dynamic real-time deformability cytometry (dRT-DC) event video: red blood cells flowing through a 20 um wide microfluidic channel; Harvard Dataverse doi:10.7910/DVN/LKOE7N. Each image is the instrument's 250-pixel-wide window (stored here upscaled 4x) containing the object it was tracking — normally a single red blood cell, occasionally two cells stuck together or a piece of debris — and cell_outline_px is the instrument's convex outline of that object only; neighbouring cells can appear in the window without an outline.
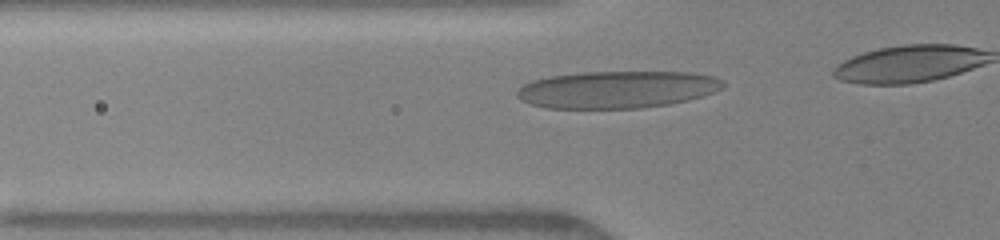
{"species": "human", "species_latin": "Homo sapiens", "temperature_condition": "warm", "stored_images_in_passage": 11, "camera_frame_rate_fps": 3000, "um_per_image_px": 0.085, "donor": {"sex": "female"}, "frame": {"image": 1, "passage_image": 7, "time_ms": 2.333, "image_size_px": [1000, 240], "cell_outline_px": [[724, 88], [704, 96], [688, 100], [668, 104], [640, 108], [548, 108], [532, 104], [520, 100], [516, 96], [516, 92], [524, 84], [532, 80], [552, 76], [584, 72], [692, 72], [712, 76], [724, 80]], "centroid_in_image_um": [52.49, 7.61], "position_along_channel_um": 73.3, "area_um2": 44.68}}
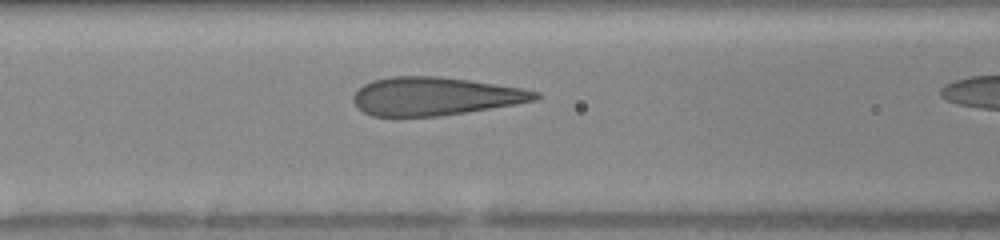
{"frame": {"image": 2, "passage_image": 10, "time_ms": 3.667, "image_size_px": [1000, 240], "cell_outline_px": [[540, 96], [536, 100], [516, 104], [440, 116], [372, 116], [364, 112], [352, 100], [352, 96], [364, 84], [372, 80], [388, 76], [436, 76], [468, 80], [524, 88], [540, 92]], "centroid_in_image_um": [36.98, 8.17], "position_along_channel_um": 129.6, "area_um2": 40.4}}